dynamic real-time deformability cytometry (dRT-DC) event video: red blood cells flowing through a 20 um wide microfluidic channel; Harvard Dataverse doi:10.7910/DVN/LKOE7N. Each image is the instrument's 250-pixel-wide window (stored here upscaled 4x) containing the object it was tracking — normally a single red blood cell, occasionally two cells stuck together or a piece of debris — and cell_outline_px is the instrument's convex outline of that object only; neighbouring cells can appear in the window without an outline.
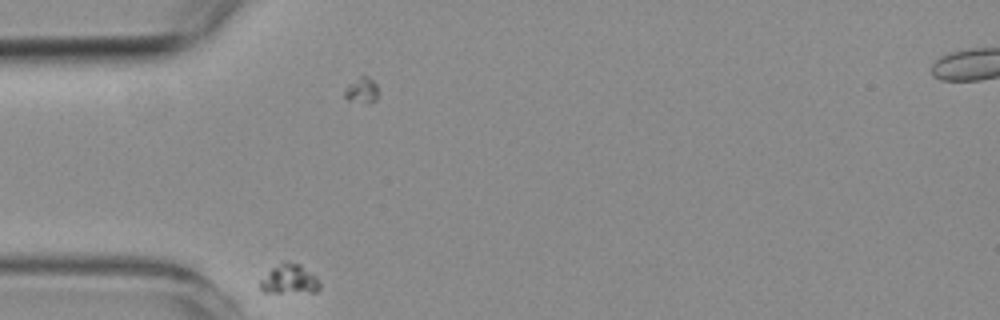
{"species": "common noctule bat (a hibernating species)", "species_latin": "Nyctalus noctula", "temperature_condition": "room temperature", "stored_images_in_passage": 5, "camera_frame_rate_fps": 3000, "um_per_image_px": 0.085, "animal": {"sex": "female", "body_mass_g": 19.3, "forearm_length_mm": 54.1}, "frame": {"image": 1, "passage_image": 1, "time_ms": 0.0, "image_size_px": [1000, 320], "cell_outline_px": [[320, 288], [316, 292], [264, 292], [260, 288], [260, 280], [272, 268], [284, 260], [300, 264], [316, 276], [320, 284]], "centroid_in_image_um": [24.61, 23.73], "position_along_channel_um": 60.4, "area_um2": 10.23}}
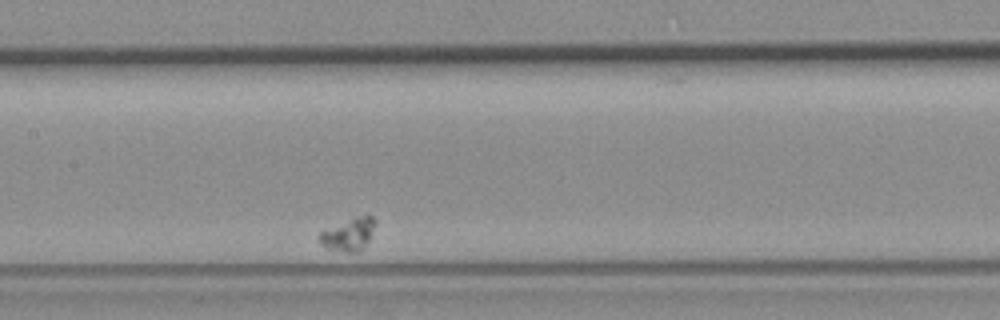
{"frame": {"image": 2, "passage_image": 5, "time_ms": 4.667, "image_size_px": [1000, 320], "cell_outline_px": [[376, 224], [368, 240], [356, 252], [344, 252], [328, 248], [320, 244], [316, 236], [320, 232], [356, 216], [372, 216], [376, 220]], "centroid_in_image_um": [29.6, 19.91], "position_along_channel_um": 177.8, "area_um2": 10.35}}